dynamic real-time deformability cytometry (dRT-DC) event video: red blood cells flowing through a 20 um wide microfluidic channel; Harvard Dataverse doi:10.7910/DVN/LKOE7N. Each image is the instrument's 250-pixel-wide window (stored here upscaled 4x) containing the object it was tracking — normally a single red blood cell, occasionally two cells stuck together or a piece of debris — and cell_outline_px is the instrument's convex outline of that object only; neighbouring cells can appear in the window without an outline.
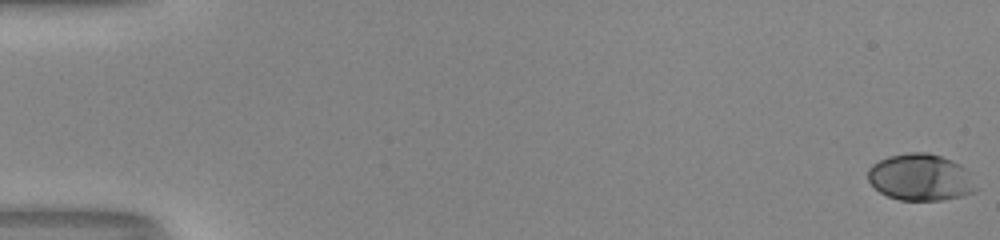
{"species": "human", "species_latin": "Homo sapiens", "temperature_condition": "room temperature", "stored_images_in_passage": 53, "camera_frame_rate_fps": 3000, "um_per_image_px": 0.085, "donor": {"sex": "male"}, "frame": {"image": 1, "passage_image": 1, "time_ms": 0.0, "image_size_px": [1000, 240], "cell_outline_px": [[976, 188], [972, 192], [964, 196], [940, 200], [900, 200], [888, 196], [880, 192], [868, 180], [868, 168], [872, 164], [888, 156], [908, 152], [928, 152], [952, 160], [960, 164], [964, 168]], "centroid_in_image_um": [78.2, 15.06], "position_along_channel_um": 6.8, "area_um2": 29.19}}
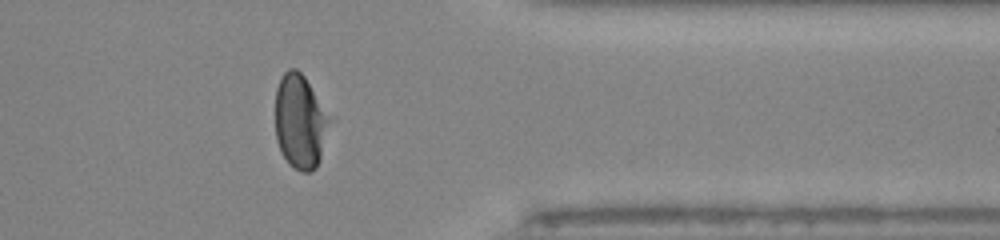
{"frame": {"image": 2, "passage_image": 44, "time_ms": 14.333, "image_size_px": [1000, 240], "cell_outline_px": [[328, 120], [320, 156], [316, 168], [312, 172], [300, 172], [292, 168], [288, 164], [276, 140], [276, 88], [284, 72], [288, 68], [296, 68], [304, 76]], "centroid_in_image_um": [25.43, 10.37], "position_along_channel_um": 386.0, "area_um2": 28.55}}
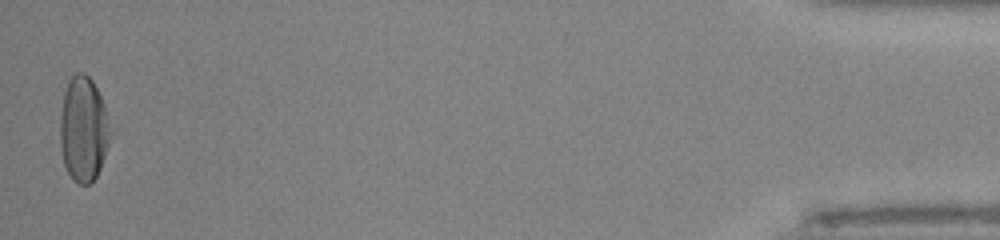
{"frame": {"image": 3, "passage_image": 53, "time_ms": 17.333, "image_size_px": [1000, 240], "cell_outline_px": [[116, 128], [100, 168], [96, 176], [88, 184], [80, 184], [72, 180], [64, 164], [60, 148], [60, 116], [64, 92], [68, 80], [76, 72], [84, 72], [92, 80]], "centroid_in_image_um": [7.14, 10.97], "position_along_channel_um": 428.1, "area_um2": 31.62}, "authors_computed_cell_mechanics": {"area_um2": 29.3046, "velocity_mm_per_s": 4.0559, "shape_relaxation_time_tau1_ms": 3.9791, "shape_relaxation_time_tau2_ms": null, "deformation_change_tau1": 0.179, "deformation_change_tau2": null}}